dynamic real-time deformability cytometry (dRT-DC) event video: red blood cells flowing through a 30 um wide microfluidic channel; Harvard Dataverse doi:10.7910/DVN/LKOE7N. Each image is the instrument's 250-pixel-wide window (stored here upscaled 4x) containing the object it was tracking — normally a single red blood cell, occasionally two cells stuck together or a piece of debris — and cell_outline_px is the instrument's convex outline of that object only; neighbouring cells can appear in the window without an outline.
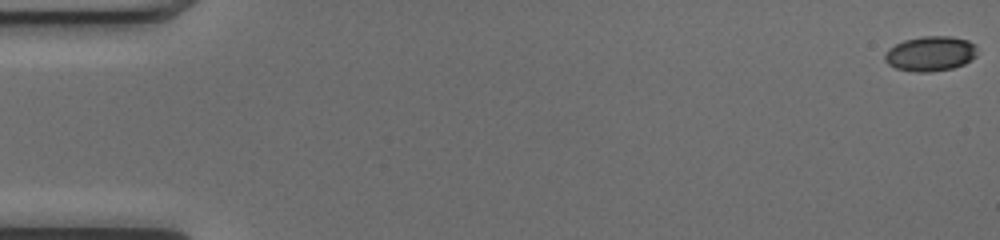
{"species": "common noctule bat (a hibernating species)", "species_latin": "Nyctalus noctula", "temperature_condition": "cold", "stored_images_in_passage": 52, "camera_frame_rate_fps": 3000, "um_per_image_px": 0.085, "animal": {"sex": "female", "body_mass_g": 17.0, "forearm_length_mm": 48.0}, "frame": {"image": 1, "passage_image": 1, "time_ms": 0.0, "image_size_px": [1000, 240], "cell_outline_px": [[976, 56], [964, 64], [952, 68], [928, 72], [916, 72], [896, 68], [888, 64], [884, 60], [884, 52], [888, 48], [904, 40], [924, 36], [952, 36], [968, 40], [976, 44]], "centroid_in_image_um": [79.08, 4.55], "position_along_channel_um": 5.9, "area_um2": 18.9}}
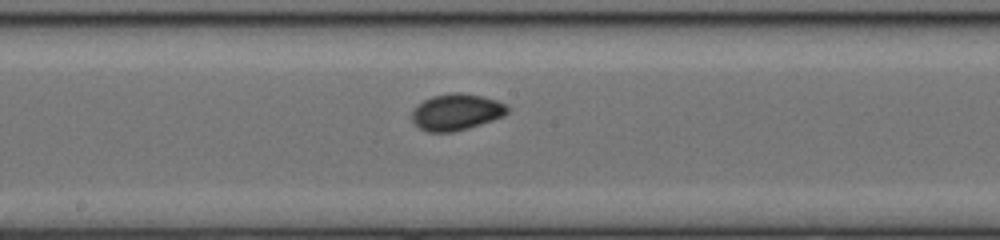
{"frame": {"image": 2, "passage_image": 28, "time_ms": 9.0, "image_size_px": [1000, 240], "cell_outline_px": [[508, 112], [504, 116], [468, 128], [452, 132], [428, 132], [420, 128], [412, 120], [412, 112], [424, 100], [432, 96], [452, 92], [460, 92], [484, 96], [496, 100], [504, 104], [508, 108]], "centroid_in_image_um": [38.8, 9.51], "position_along_channel_um": 209.4, "area_um2": 20.11}}
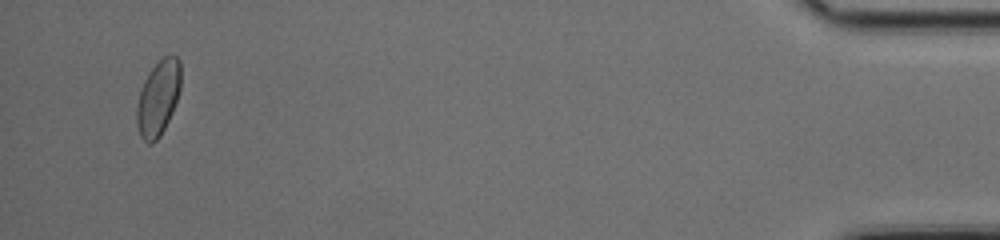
{"frame": {"image": 3, "passage_image": 50, "time_ms": 16.333, "image_size_px": [1000, 240], "cell_outline_px": [[180, 88], [172, 112], [160, 136], [152, 144], [148, 144], [140, 136], [136, 124], [136, 108], [140, 92], [144, 80], [152, 68], [164, 56], [176, 56], [180, 60]], "centroid_in_image_um": [13.43, 8.35], "position_along_channel_um": 421.8, "area_um2": 19.07}, "authors_computed_cell_mechanics": {"area_um2": 18.9873, "velocity_mm_per_s": 4.0285, "shape_relaxation_time_tau1_ms": 8.998, "shape_relaxation_time_tau2_ms": 1.193, "deformation_change_tau1": 0.156, "deformation_change_tau2": 0.0381}}